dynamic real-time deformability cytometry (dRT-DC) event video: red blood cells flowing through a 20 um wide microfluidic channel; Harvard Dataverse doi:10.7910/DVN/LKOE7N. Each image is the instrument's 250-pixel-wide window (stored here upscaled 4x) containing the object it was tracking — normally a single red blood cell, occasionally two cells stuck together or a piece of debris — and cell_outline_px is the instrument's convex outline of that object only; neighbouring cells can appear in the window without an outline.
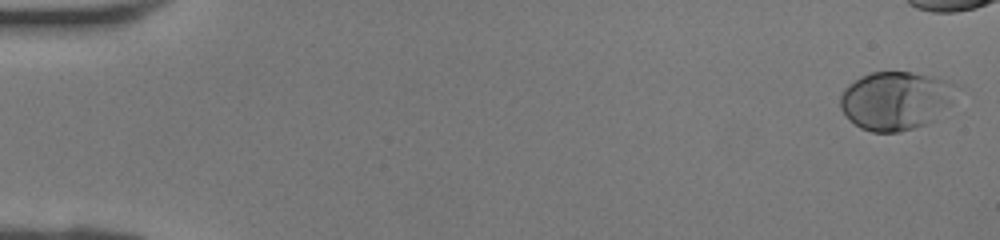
{"species": "human", "species_latin": "Homo sapiens", "temperature_condition": "room temperature", "stored_images_in_passage": 34, "camera_frame_rate_fps": 3000, "um_per_image_px": 0.085, "donor": {"sex": "female"}, "frame": {"image": 1, "passage_image": 1, "time_ms": 0.0, "image_size_px": [1000, 240], "cell_outline_px": [[952, 84], [948, 104], [932, 120], [924, 124], [912, 128], [896, 132], [872, 132], [860, 128], [840, 108], [840, 96], [844, 88], [848, 84], [860, 76], [872, 72], [912, 72], [936, 76], [948, 80]], "centroid_in_image_um": [76.03, 8.52], "position_along_channel_um": 9.0, "area_um2": 38.61}}
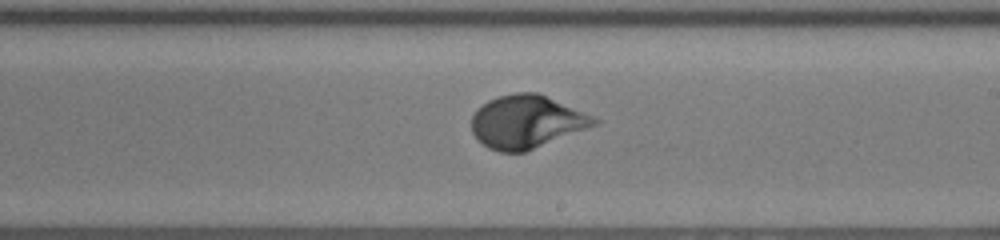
{"frame": {"image": 2, "passage_image": 25, "time_ms": 8.0, "image_size_px": [1000, 240], "cell_outline_px": [[600, 124], [524, 152], [500, 152], [488, 148], [472, 132], [472, 116], [488, 100], [500, 96], [516, 92], [536, 92], [592, 116], [600, 120]], "centroid_in_image_um": [44.77, 10.36], "position_along_channel_um": 244.2, "area_um2": 37.28}}
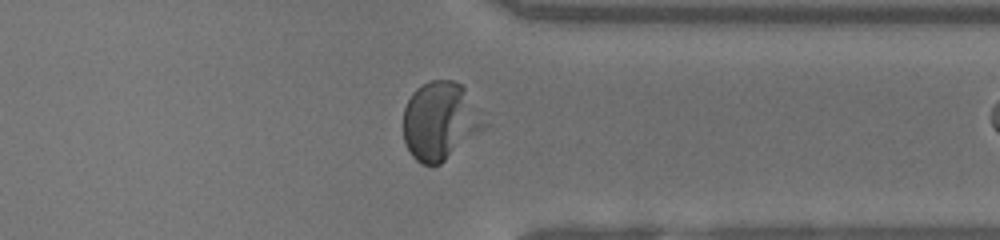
{"frame": {"image": 3, "passage_image": 33, "time_ms": 10.667, "image_size_px": [1000, 240], "cell_outline_px": [[464, 92], [452, 148], [444, 160], [440, 164], [420, 164], [412, 156], [404, 140], [404, 108], [412, 92], [416, 88], [432, 80], [452, 80], [460, 84], [464, 88]], "centroid_in_image_um": [36.77, 10.22], "position_along_channel_um": 374.6, "area_um2": 28.61}}